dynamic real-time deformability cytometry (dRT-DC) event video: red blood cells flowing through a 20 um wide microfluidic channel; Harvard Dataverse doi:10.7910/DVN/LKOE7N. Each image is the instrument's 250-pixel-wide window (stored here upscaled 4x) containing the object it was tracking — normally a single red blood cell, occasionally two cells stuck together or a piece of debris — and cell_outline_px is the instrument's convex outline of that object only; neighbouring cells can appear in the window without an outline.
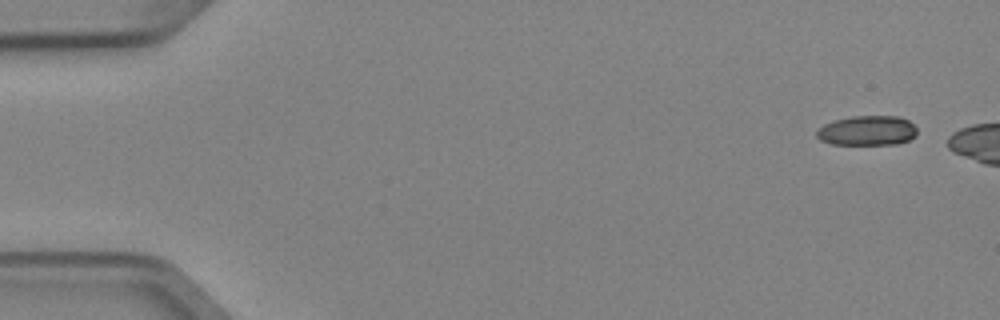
{"species": "Egyptian fruit bat (a non-hibernating species)", "species_latin": "Rousettus aegyptiacus", "temperature_condition": "cold", "stored_images_in_passage": 3, "camera_frame_rate_fps": 3000, "um_per_image_px": 0.085, "animal": {"sex": "female"}, "frame": {"image": 1, "passage_image": 1, "time_ms": 0.0, "image_size_px": [1000, 320], "cell_outline_px": [[916, 136], [908, 140], [896, 144], [832, 144], [820, 140], [816, 136], [816, 132], [824, 124], [832, 120], [852, 116], [900, 116], [908, 120], [916, 128]], "centroid_in_image_um": [73.71, 11.09], "position_along_channel_um": 11.3, "area_um2": 17.46}}